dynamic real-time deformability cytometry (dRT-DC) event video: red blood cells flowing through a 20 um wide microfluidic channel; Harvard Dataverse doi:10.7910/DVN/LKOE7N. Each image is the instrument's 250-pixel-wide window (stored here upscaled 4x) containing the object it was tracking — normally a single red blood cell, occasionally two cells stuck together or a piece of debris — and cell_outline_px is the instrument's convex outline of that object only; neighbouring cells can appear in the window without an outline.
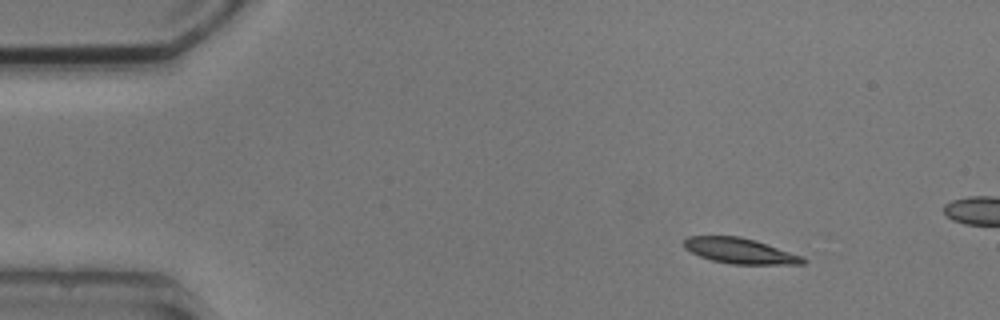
{"species": "common noctule bat (a hibernating species)", "species_latin": "Nyctalus noctula", "temperature_condition": "cold", "stored_images_in_passage": 3, "camera_frame_rate_fps": 3000, "um_per_image_px": 0.085, "animal": {"sex": "male", "body_mass_g": 20.5, "forearm_length_mm": 52.5}, "frame": {"image": 1, "passage_image": 1, "time_ms": 0.0, "image_size_px": [1000, 320], "cell_outline_px": [[808, 260], [804, 264], [732, 264], [712, 260], [700, 256], [684, 248], [684, 240], [688, 236], [740, 236], [756, 240], [804, 256]], "centroid_in_image_um": [62.94, 21.32], "position_along_channel_um": 22.1, "area_um2": 17.74}}